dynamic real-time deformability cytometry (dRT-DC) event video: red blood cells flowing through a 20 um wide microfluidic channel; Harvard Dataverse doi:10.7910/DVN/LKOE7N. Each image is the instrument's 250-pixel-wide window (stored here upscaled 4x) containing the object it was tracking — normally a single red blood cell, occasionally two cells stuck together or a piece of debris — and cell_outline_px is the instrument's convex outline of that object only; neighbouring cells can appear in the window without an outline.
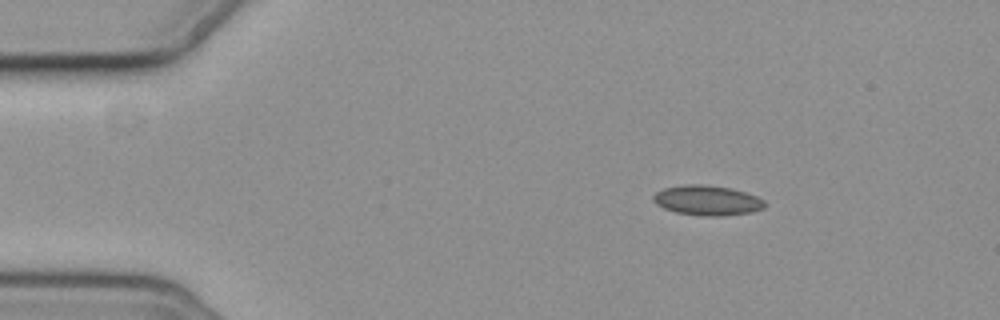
{"species": "common noctule bat (a hibernating species)", "species_latin": "Nyctalus noctula", "temperature_condition": "cold", "stored_images_in_passage": 3, "camera_frame_rate_fps": 3000, "um_per_image_px": 0.085, "animal": {"sex": "female", "body_mass_g": 19.3, "forearm_length_mm": 54.1}, "frame": {"image": 1, "passage_image": 1, "time_ms": 0.0, "image_size_px": [1000, 320], "cell_outline_px": [[764, 208], [752, 212], [724, 216], [704, 216], [676, 212], [664, 208], [656, 204], [652, 200], [652, 196], [656, 192], [664, 188], [684, 184], [704, 184], [732, 188], [756, 196], [764, 200]], "centroid_in_image_um": [60.1, 17.03], "position_along_channel_um": 24.9, "area_um2": 19.54}}